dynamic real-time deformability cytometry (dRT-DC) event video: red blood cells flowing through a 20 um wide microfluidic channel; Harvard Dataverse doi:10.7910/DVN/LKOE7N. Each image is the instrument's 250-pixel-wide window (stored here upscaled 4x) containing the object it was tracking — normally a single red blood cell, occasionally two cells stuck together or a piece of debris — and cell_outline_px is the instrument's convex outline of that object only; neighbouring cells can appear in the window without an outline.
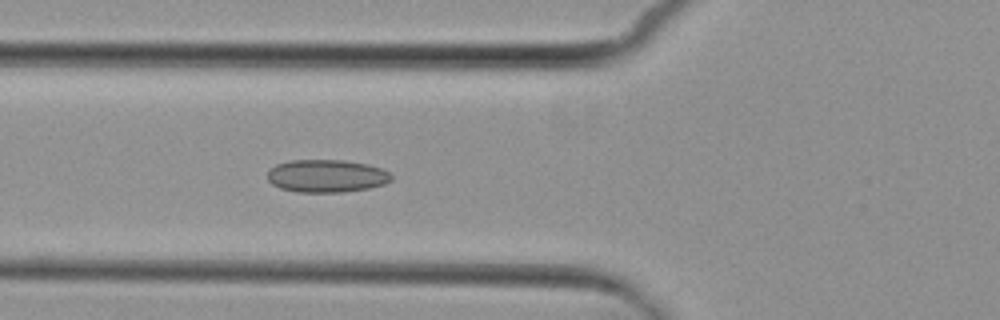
{"species": "common noctule bat (a hibernating species)", "species_latin": "Nyctalus noctula", "temperature_condition": "cold", "stored_images_in_passage": 6, "camera_frame_rate_fps": 3000, "um_per_image_px": 0.085, "animal": {"sex": "female", "body_mass_g": 29.2, "forearm_length_mm": 56.3}, "frame": {"image": 1, "passage_image": 6, "time_ms": 6.0, "image_size_px": [1000, 320], "cell_outline_px": [[392, 180], [384, 184], [368, 188], [340, 192], [296, 192], [280, 188], [272, 184], [268, 180], [268, 172], [276, 164], [292, 160], [344, 160], [368, 164], [392, 172]], "centroid_in_image_um": [27.78, 14.95], "position_along_channel_um": 98.0, "area_um2": 23.7}}